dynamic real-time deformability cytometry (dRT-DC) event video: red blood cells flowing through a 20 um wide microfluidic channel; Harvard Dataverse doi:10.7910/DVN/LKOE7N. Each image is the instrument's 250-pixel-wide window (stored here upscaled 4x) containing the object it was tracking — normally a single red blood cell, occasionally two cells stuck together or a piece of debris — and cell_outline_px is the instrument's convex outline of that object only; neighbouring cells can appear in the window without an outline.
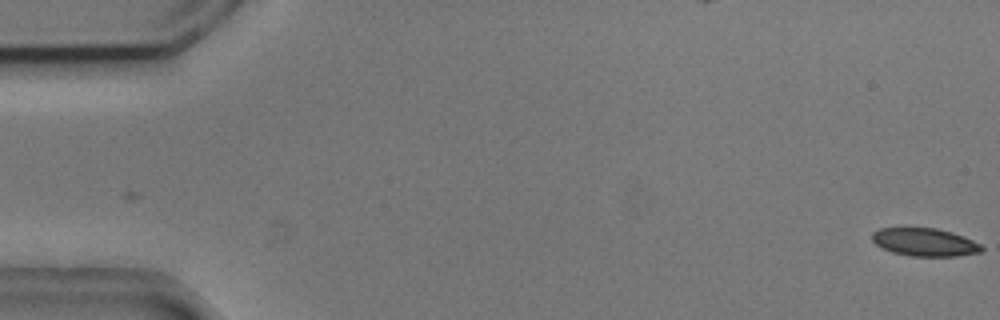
{"species": "common noctule bat (a hibernating species)", "species_latin": "Nyctalus noctula", "temperature_condition": "cold", "stored_images_in_passage": 2, "camera_frame_rate_fps": 3000, "um_per_image_px": 0.085, "animal": {"sex": "male", "body_mass_g": 20.5, "forearm_length_mm": 52.5}, "frame": {"image": 1, "passage_image": 2, "time_ms": 0.333, "image_size_px": [1000, 320], "cell_outline_px": [[984, 248], [980, 252], [956, 256], [912, 256], [892, 252], [876, 244], [872, 240], [872, 232], [880, 228], [936, 228], [952, 232], [972, 240], [980, 244]], "centroid_in_image_um": [78.6, 20.58], "position_along_channel_um": 6.4, "area_um2": 17.69}}